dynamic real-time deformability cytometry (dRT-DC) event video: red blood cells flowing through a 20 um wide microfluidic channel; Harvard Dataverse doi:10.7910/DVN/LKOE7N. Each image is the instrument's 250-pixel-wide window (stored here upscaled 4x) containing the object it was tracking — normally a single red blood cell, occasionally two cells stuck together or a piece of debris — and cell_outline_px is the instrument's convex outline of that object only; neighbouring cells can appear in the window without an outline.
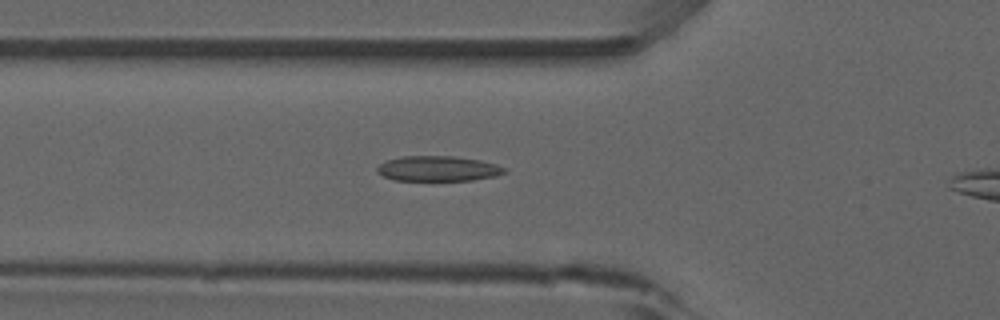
{"species": "common noctule bat (a hibernating species)", "species_latin": "Nyctalus noctula", "temperature_condition": "room temperature", "stored_images_in_passage": 39, "camera_frame_rate_fps": 3000, "um_per_image_px": 0.085, "animal": {"sex": "male", "forearm_length_mm": 52.5}, "frame": {"image": 1, "passage_image": 12, "time_ms": 3.667, "image_size_px": [1000, 320], "cell_outline_px": [[508, 172], [496, 176], [472, 180], [396, 180], [384, 176], [376, 172], [376, 168], [380, 164], [388, 160], [400, 156], [452, 156], [480, 160], [496, 164], [504, 168]], "centroid_in_image_um": [37.24, 14.33], "position_along_channel_um": 88.6, "area_um2": 18.61}}